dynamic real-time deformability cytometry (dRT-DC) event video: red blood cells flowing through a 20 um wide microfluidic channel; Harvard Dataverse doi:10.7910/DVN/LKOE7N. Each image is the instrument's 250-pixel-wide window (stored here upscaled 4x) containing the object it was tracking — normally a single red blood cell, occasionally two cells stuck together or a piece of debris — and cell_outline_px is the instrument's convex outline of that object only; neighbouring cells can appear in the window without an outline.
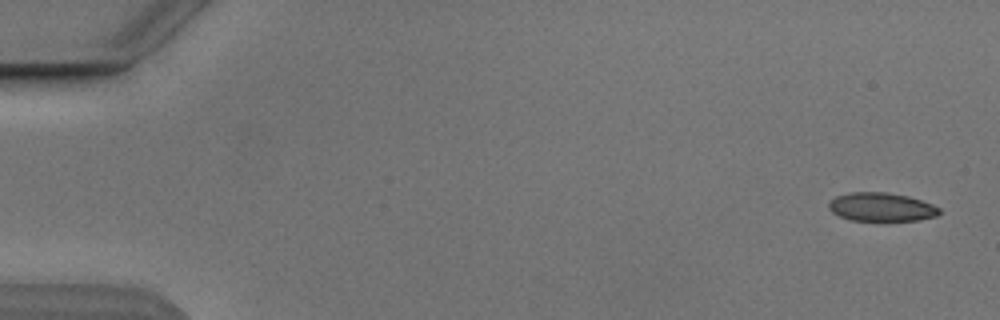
{"species": "Egyptian fruit bat (a non-hibernating species)", "species_latin": "Rousettus aegyptiacus", "temperature_condition": "cold", "stored_images_in_passage": 6, "camera_frame_rate_fps": 3000, "um_per_image_px": 0.085, "animal": {"sex": "male"}, "frame": {"image": 1, "passage_image": 1, "time_ms": 0.0, "image_size_px": [1000, 320], "cell_outline_px": [[940, 212], [936, 216], [920, 220], [852, 220], [840, 216], [832, 212], [828, 208], [828, 200], [836, 196], [848, 192], [888, 192], [908, 196], [932, 204], [940, 208]], "centroid_in_image_um": [74.89, 17.58], "position_along_channel_um": 10.1, "area_um2": 18.44}}
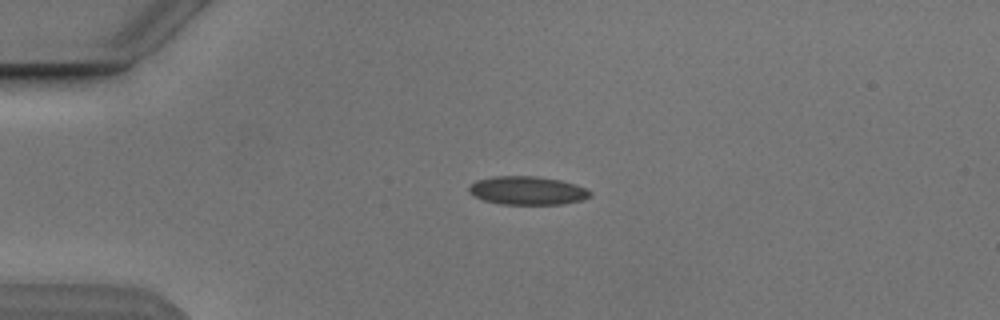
{"frame": {"image": 2, "passage_image": 4, "time_ms": 3.667, "image_size_px": [1000, 320], "cell_outline_px": [[592, 196], [584, 200], [560, 204], [500, 204], [484, 200], [468, 192], [468, 188], [476, 180], [492, 176], [536, 176], [560, 180], [576, 184], [592, 192]], "centroid_in_image_um": [44.85, 16.19], "position_along_channel_um": 40.2, "area_um2": 20.11}}
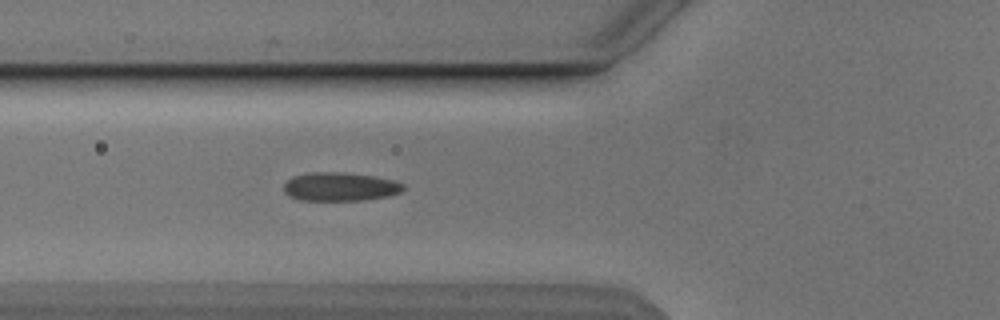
{"frame": {"image": 3, "passage_image": 6, "time_ms": 6.0, "image_size_px": [1000, 320], "cell_outline_px": [[404, 188], [400, 192], [388, 196], [364, 200], [300, 200], [288, 196], [284, 192], [284, 184], [292, 176], [312, 172], [344, 172], [372, 176], [392, 180], [404, 184]], "centroid_in_image_um": [28.87, 15.87], "position_along_channel_um": 96.9, "area_um2": 19.88}}